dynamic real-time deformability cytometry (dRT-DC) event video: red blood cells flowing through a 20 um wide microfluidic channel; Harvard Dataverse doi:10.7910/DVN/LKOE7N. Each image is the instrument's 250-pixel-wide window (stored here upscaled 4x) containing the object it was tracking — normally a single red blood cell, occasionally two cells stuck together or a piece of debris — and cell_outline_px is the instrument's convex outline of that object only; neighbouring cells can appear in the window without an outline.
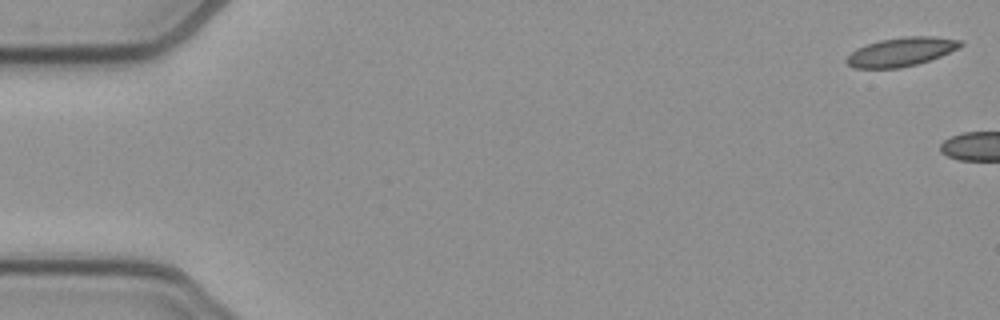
{"species": "common noctule bat (a hibernating species)", "species_latin": "Nyctalus noctula", "temperature_condition": "cold", "stored_images_in_passage": 4, "camera_frame_rate_fps": 3000, "um_per_image_px": 0.085, "animal": {"sex": "female", "body_mass_g": 21.9}, "frame": {"image": 1, "passage_image": 1, "time_ms": 0.0, "image_size_px": [1000, 320], "cell_outline_px": [[964, 44], [940, 56], [916, 64], [900, 68], [852, 68], [844, 60], [856, 48], [880, 40], [904, 36], [932, 36], [960, 40]], "centroid_in_image_um": [76.55, 4.4], "position_along_channel_um": 8.4, "area_um2": 18.9}}